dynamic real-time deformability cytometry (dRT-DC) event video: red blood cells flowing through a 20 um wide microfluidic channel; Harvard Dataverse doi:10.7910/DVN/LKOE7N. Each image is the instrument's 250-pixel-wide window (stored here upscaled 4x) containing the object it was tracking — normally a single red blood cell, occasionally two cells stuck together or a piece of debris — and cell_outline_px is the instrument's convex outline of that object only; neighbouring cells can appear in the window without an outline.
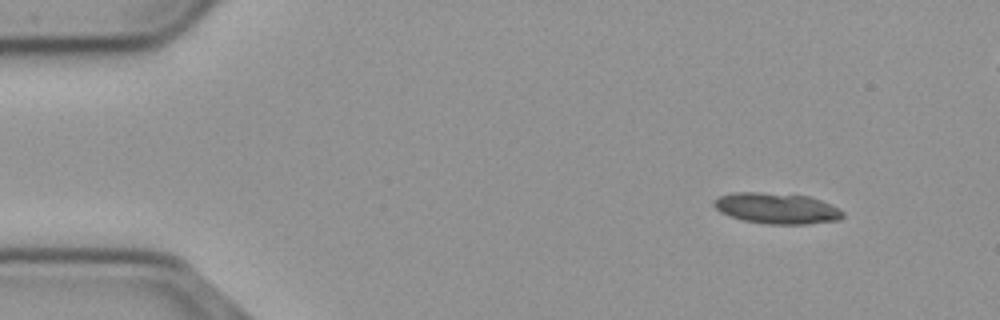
{"species": "common noctule bat (a hibernating species)", "species_latin": "Nyctalus noctula", "temperature_condition": "cold", "stored_images_in_passage": 10, "camera_frame_rate_fps": 3000, "um_per_image_px": 0.085, "animal": {"sex": "male", "body_mass_g": 23.1, "forearm_length_mm": 52.7}, "frame": {"image": 1, "passage_image": 1, "time_ms": 0.0, "image_size_px": [1000, 320], "cell_outline_px": [[844, 216], [840, 220], [808, 224], [768, 224], [744, 220], [720, 212], [712, 204], [712, 200], [720, 196], [732, 192], [760, 192], [808, 196], [820, 200], [844, 212]], "centroid_in_image_um": [66.0, 17.71], "position_along_channel_um": 19.0, "area_um2": 23.06}}